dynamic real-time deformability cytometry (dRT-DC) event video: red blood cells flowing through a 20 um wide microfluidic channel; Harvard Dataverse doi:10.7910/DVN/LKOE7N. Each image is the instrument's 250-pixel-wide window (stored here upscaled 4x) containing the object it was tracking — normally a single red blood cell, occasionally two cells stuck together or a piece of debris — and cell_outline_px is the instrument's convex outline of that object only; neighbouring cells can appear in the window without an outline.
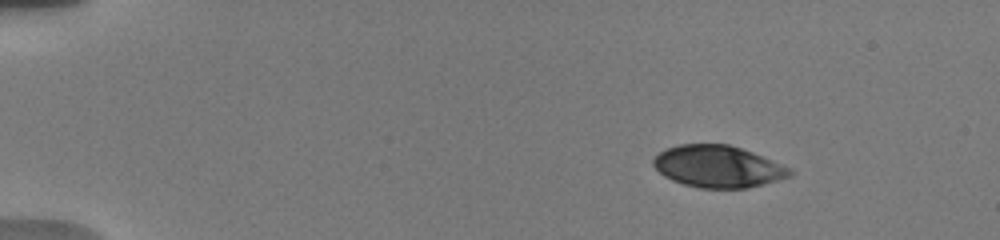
{"species": "human", "species_latin": "Homo sapiens", "temperature_condition": "warm", "stored_images_in_passage": 19, "camera_frame_rate_fps": 3000, "um_per_image_px": 0.085, "donor": {"sex": "male"}, "frame": {"image": 1, "passage_image": 2, "time_ms": 0.333, "image_size_px": [1000, 240], "cell_outline_px": [[792, 176], [764, 184], [748, 188], [700, 188], [684, 184], [672, 180], [664, 176], [652, 164], [652, 160], [664, 148], [680, 144], [728, 144], [752, 152], [792, 168]], "centroid_in_image_um": [61.03, 14.15], "position_along_channel_um": 24.0, "area_um2": 33.35}}
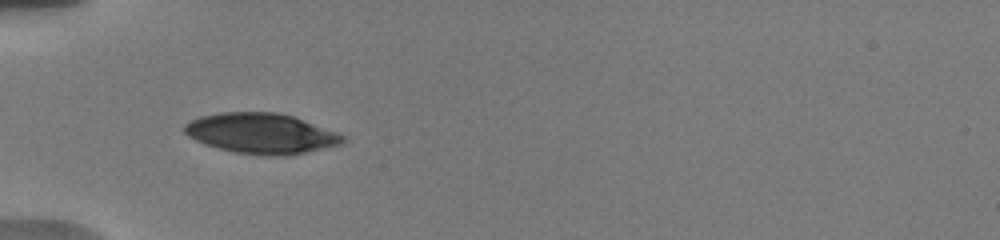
{"frame": {"image": 2, "passage_image": 18, "time_ms": 4.0, "image_size_px": [1000, 240], "cell_outline_px": [[348, 140], [340, 144], [304, 152], [276, 156], [268, 156], [236, 152], [204, 144], [188, 136], [184, 132], [184, 124], [200, 116], [220, 112], [276, 112], [292, 116], [336, 132], [344, 136]], "centroid_in_image_um": [22.17, 11.33], "position_along_channel_um": 62.8, "area_um2": 36.76}}